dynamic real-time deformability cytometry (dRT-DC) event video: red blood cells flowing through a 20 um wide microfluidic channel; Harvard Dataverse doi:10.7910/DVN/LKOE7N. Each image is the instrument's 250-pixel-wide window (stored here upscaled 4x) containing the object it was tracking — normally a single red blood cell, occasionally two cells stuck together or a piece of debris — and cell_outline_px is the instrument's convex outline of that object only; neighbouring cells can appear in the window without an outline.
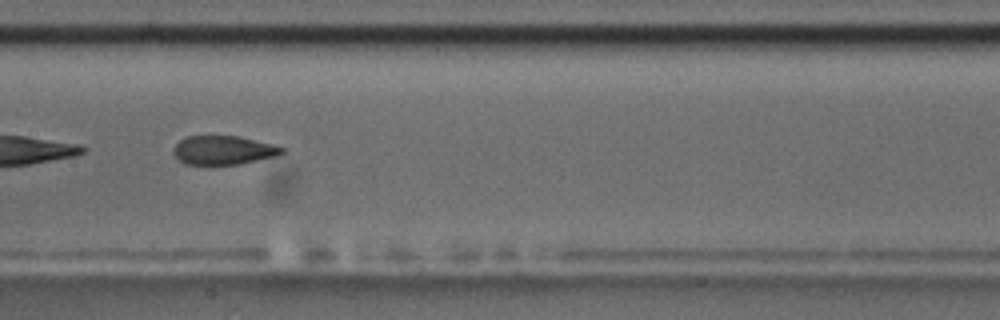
{"species": "common noctule bat (a hibernating species)", "species_latin": "Nyctalus noctula", "temperature_condition": "room temperature", "stored_images_in_passage": 8, "camera_frame_rate_fps": 3000, "um_per_image_px": 0.085, "animal": {"sex": "male", "body_mass_g": 17.5, "forearm_length_mm": 52.3}, "frame": {"image": 1, "passage_image": 8, "time_ms": 9.0, "image_size_px": [1000, 320], "cell_outline_px": [[284, 152], [276, 156], [240, 164], [184, 164], [172, 152], [172, 148], [180, 140], [188, 136], [236, 136], [272, 144], [284, 148]], "centroid_in_image_um": [18.97, 12.77], "position_along_channel_um": 188.4, "area_um2": 18.03}}